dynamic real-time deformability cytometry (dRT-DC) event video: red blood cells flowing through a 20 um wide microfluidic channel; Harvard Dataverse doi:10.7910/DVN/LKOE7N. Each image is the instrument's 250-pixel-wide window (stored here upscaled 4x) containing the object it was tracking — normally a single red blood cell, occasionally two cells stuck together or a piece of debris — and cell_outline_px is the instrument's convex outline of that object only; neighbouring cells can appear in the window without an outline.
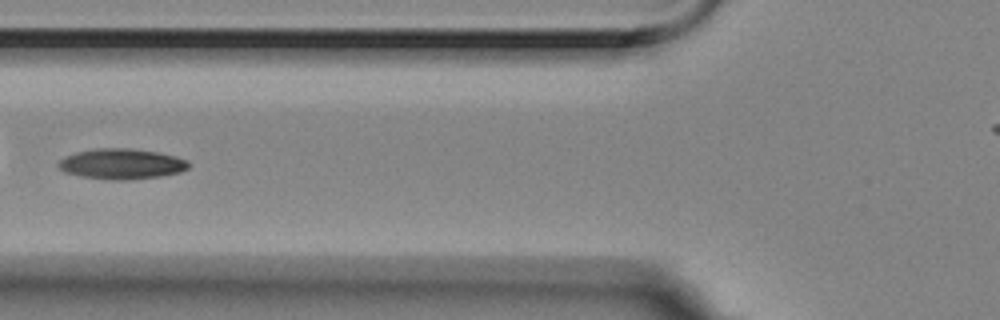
{"species": "Egyptian fruit bat (a non-hibernating species)", "species_latin": "Rousettus aegyptiacus", "temperature_condition": "room temperature", "stored_images_in_passage": 9, "camera_frame_rate_fps": 3000, "um_per_image_px": 0.085, "animal": {"sex": "female"}, "frame": {"image": 1, "passage_image": 7, "time_ms": 2.0, "image_size_px": [1000, 320], "cell_outline_px": [[188, 168], [180, 172], [160, 176], [132, 180], [112, 180], [80, 176], [64, 172], [56, 164], [64, 156], [76, 152], [96, 148], [132, 148], [156, 152], [176, 156], [188, 160]], "centroid_in_image_um": [10.31, 13.93], "position_along_channel_um": 115.5, "area_um2": 23.24}}
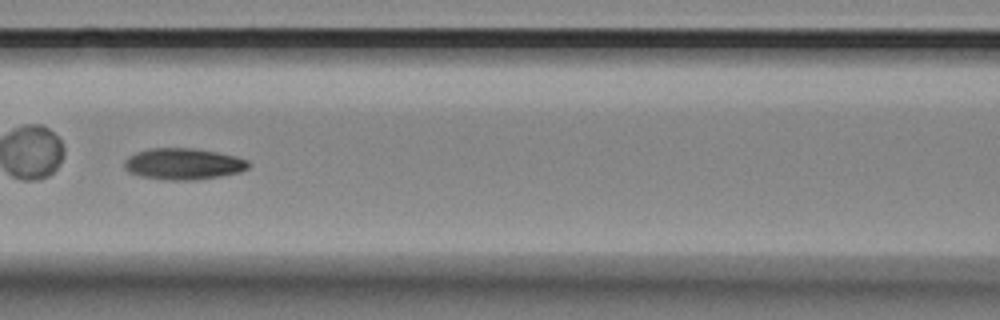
{"frame": {"image": 2, "passage_image": 8, "time_ms": 2.333, "image_size_px": [1000, 320], "cell_outline_px": [[252, 164], [248, 168], [240, 172], [220, 176], [192, 180], [168, 180], [140, 176], [128, 172], [124, 168], [124, 160], [128, 156], [136, 152], [148, 148], [192, 148], [216, 152], [236, 156], [248, 160]], "centroid_in_image_um": [15.57, 13.93], "position_along_channel_um": 151.0, "area_um2": 22.83}}